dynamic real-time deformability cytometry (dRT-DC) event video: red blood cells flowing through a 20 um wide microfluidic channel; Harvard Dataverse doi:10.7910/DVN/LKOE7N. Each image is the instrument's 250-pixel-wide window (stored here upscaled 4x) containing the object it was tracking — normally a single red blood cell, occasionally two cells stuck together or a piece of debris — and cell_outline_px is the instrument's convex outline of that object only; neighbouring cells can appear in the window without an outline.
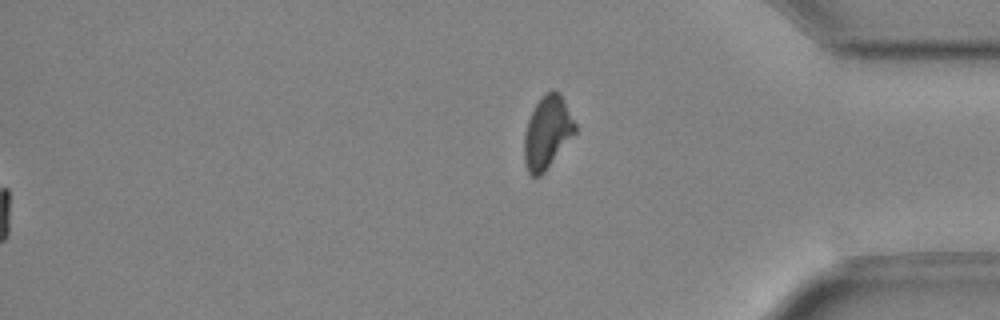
{"species": "Egyptian fruit bat (a non-hibernating species)", "species_latin": "Rousettus aegyptiacus", "temperature_condition": "cold", "stored_images_in_passage": 49, "segment_of_instrument_passage": [2, 2], "camera_frame_rate_fps": 3000, "um_per_image_px": 0.085, "animal": {"sex": "female"}, "frame": {"image": 1, "passage_image": 49, "time_ms": 16.0, "image_size_px": [1000, 320], "cell_outline_px": [[576, 132], [544, 172], [540, 176], [532, 176], [528, 172], [524, 164], [524, 136], [528, 120], [540, 96], [544, 92], [552, 88], [560, 92], [576, 124]], "centroid_in_image_um": [46.51, 11.21], "position_along_channel_um": 388.7, "area_um2": 21.56}}